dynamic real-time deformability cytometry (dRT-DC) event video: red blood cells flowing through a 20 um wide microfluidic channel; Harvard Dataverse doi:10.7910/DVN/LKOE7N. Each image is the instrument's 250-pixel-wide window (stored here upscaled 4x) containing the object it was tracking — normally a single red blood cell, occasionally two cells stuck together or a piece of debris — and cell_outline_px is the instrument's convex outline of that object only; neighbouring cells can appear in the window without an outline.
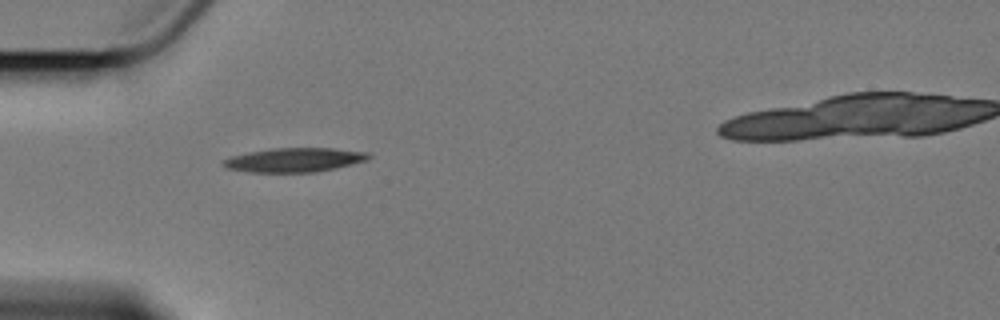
{"species": "Egyptian fruit bat (a non-hibernating species)", "species_latin": "Rousettus aegyptiacus", "temperature_condition": "cold", "stored_images_in_passage": 2, "camera_frame_rate_fps": 3000, "um_per_image_px": 0.085, "animal": {"sex": "female"}, "frame": {"image": 1, "passage_image": 1, "time_ms": 0.0, "image_size_px": [1000, 320], "cell_outline_px": [[372, 156], [368, 160], [336, 168], [316, 172], [248, 172], [224, 168], [220, 164], [220, 160], [232, 156], [248, 152], [272, 148], [332, 148], [368, 152]], "centroid_in_image_um": [24.98, 13.59], "position_along_channel_um": 60.0, "area_um2": 20.69}}